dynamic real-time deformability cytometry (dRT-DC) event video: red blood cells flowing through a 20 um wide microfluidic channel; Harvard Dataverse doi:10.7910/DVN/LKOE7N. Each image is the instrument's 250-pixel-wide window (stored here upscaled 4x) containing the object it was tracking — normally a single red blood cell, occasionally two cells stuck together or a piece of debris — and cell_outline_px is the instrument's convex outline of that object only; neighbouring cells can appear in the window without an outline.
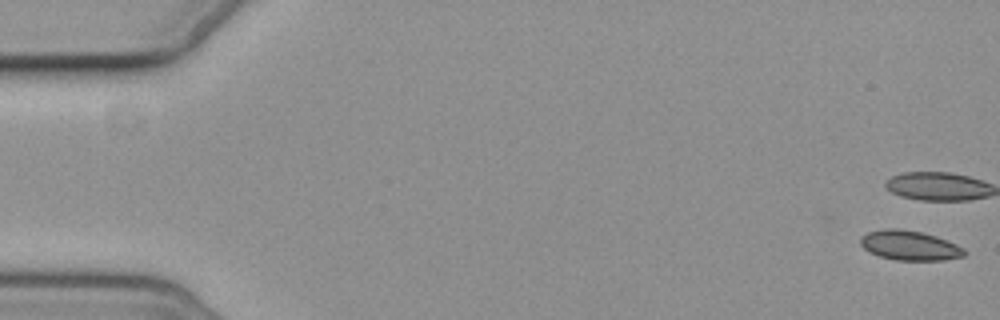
{"species": "common noctule bat (a hibernating species)", "species_latin": "Nyctalus noctula", "temperature_condition": "cold", "stored_images_in_passage": 6, "camera_frame_rate_fps": 3000, "um_per_image_px": 0.085, "animal": {"sex": "female", "body_mass_g": 19.3, "forearm_length_mm": 54.1}, "frame": {"image": 1, "passage_image": 1, "time_ms": 0.0, "image_size_px": [1000, 320], "cell_outline_px": [[964, 256], [944, 260], [896, 260], [880, 256], [868, 252], [860, 244], [860, 236], [868, 232], [888, 228], [896, 228], [920, 232], [936, 236], [956, 244], [964, 248]], "centroid_in_image_um": [77.29, 20.86], "position_along_channel_um": 7.7, "area_um2": 17.86}}